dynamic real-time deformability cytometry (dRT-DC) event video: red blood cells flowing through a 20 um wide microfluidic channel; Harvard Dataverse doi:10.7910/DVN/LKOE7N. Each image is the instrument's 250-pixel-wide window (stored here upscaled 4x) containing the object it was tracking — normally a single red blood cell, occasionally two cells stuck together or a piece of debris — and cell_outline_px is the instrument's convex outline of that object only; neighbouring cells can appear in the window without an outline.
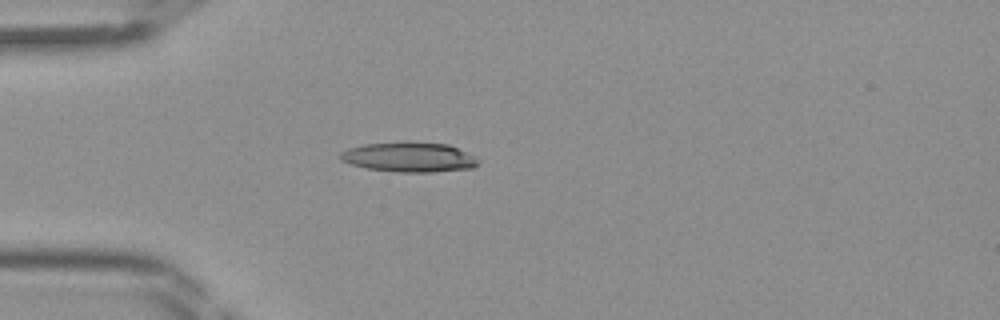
{"species": "Egyptian fruit bat (a non-hibernating species)", "species_latin": "Rousettus aegyptiacus", "temperature_condition": "room temperature", "stored_images_in_passage": 44, "camera_frame_rate_fps": 3000, "um_per_image_px": 0.085, "frame": {"image": 1, "passage_image": 12, "time_ms": 3.667, "image_size_px": [1000, 320], "cell_outline_px": [[480, 164], [472, 168], [432, 172], [396, 172], [368, 168], [352, 164], [340, 160], [340, 152], [348, 148], [364, 144], [408, 140], [448, 144], [480, 160]], "centroid_in_image_um": [34.76, 13.33], "position_along_channel_um": 50.2, "area_um2": 24.22}}
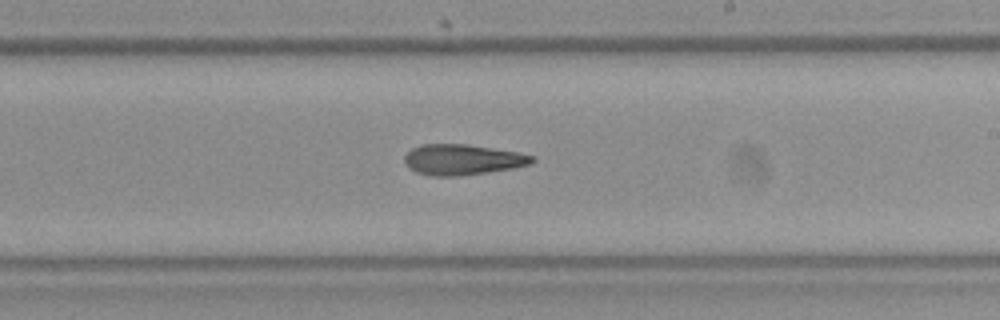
{"frame": {"image": 2, "passage_image": 26, "time_ms": 8.333, "image_size_px": [1000, 320], "cell_outline_px": [[536, 160], [528, 164], [516, 168], [460, 176], [432, 176], [416, 172], [408, 168], [404, 164], [404, 156], [412, 148], [420, 144], [468, 144], [516, 152], [532, 156]], "centroid_in_image_um": [39.26, 13.57], "position_along_channel_um": 249.7, "area_um2": 22.83}}
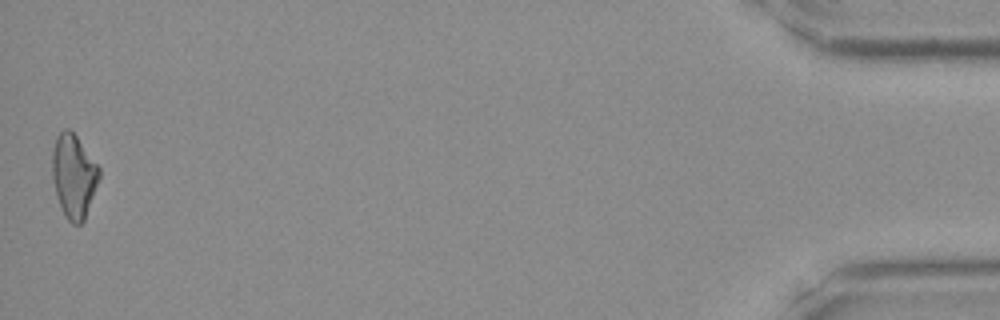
{"frame": {"image": 3, "passage_image": 44, "time_ms": 14.333, "image_size_px": [1000, 320], "cell_outline_px": [[100, 176], [84, 220], [80, 224], [72, 224], [68, 220], [56, 196], [52, 180], [52, 152], [56, 136], [64, 128], [68, 128], [76, 136], [100, 168]], "centroid_in_image_um": [6.25, 14.94], "position_along_channel_um": 429.0, "area_um2": 22.66}}